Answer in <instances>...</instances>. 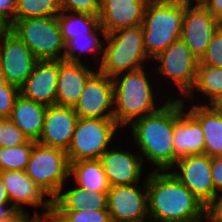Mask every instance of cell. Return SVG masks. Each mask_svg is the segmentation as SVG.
Returning a JSON list of instances; mask_svg holds the SVG:
<instances>
[{
    "label": "cell",
    "mask_w": 222,
    "mask_h": 222,
    "mask_svg": "<svg viewBox=\"0 0 222 222\" xmlns=\"http://www.w3.org/2000/svg\"><path fill=\"white\" fill-rule=\"evenodd\" d=\"M154 74L151 64L112 78L114 120L122 129H126L135 120L158 111L170 99L167 96L169 92L164 91L167 88L159 89V83ZM161 91L162 94H168L164 96L160 94Z\"/></svg>",
    "instance_id": "obj_1"
},
{
    "label": "cell",
    "mask_w": 222,
    "mask_h": 222,
    "mask_svg": "<svg viewBox=\"0 0 222 222\" xmlns=\"http://www.w3.org/2000/svg\"><path fill=\"white\" fill-rule=\"evenodd\" d=\"M148 213L154 222H202L205 205L169 170L146 175Z\"/></svg>",
    "instance_id": "obj_2"
},
{
    "label": "cell",
    "mask_w": 222,
    "mask_h": 222,
    "mask_svg": "<svg viewBox=\"0 0 222 222\" xmlns=\"http://www.w3.org/2000/svg\"><path fill=\"white\" fill-rule=\"evenodd\" d=\"M175 99H169L158 111L132 122L124 133L151 171L169 170L174 165L173 131ZM129 129V130H127ZM148 163V164H147Z\"/></svg>",
    "instance_id": "obj_3"
},
{
    "label": "cell",
    "mask_w": 222,
    "mask_h": 222,
    "mask_svg": "<svg viewBox=\"0 0 222 222\" xmlns=\"http://www.w3.org/2000/svg\"><path fill=\"white\" fill-rule=\"evenodd\" d=\"M185 1L149 0L142 20L143 46L152 60L181 39Z\"/></svg>",
    "instance_id": "obj_4"
},
{
    "label": "cell",
    "mask_w": 222,
    "mask_h": 222,
    "mask_svg": "<svg viewBox=\"0 0 222 222\" xmlns=\"http://www.w3.org/2000/svg\"><path fill=\"white\" fill-rule=\"evenodd\" d=\"M152 64L143 46L142 26L121 28L106 34L97 70L113 78Z\"/></svg>",
    "instance_id": "obj_5"
},
{
    "label": "cell",
    "mask_w": 222,
    "mask_h": 222,
    "mask_svg": "<svg viewBox=\"0 0 222 222\" xmlns=\"http://www.w3.org/2000/svg\"><path fill=\"white\" fill-rule=\"evenodd\" d=\"M198 65L199 60L182 39L174 41L152 59V67L157 81L163 82L159 84L160 89L162 84L170 86L168 88L171 89L169 91L170 99H184L194 88Z\"/></svg>",
    "instance_id": "obj_6"
},
{
    "label": "cell",
    "mask_w": 222,
    "mask_h": 222,
    "mask_svg": "<svg viewBox=\"0 0 222 222\" xmlns=\"http://www.w3.org/2000/svg\"><path fill=\"white\" fill-rule=\"evenodd\" d=\"M122 129L114 118H78L66 151L69 164L99 159L118 140ZM119 135H118V134ZM118 135V136H117Z\"/></svg>",
    "instance_id": "obj_7"
},
{
    "label": "cell",
    "mask_w": 222,
    "mask_h": 222,
    "mask_svg": "<svg viewBox=\"0 0 222 222\" xmlns=\"http://www.w3.org/2000/svg\"><path fill=\"white\" fill-rule=\"evenodd\" d=\"M11 31L24 42L38 60H63L65 43L57 17L14 20Z\"/></svg>",
    "instance_id": "obj_8"
},
{
    "label": "cell",
    "mask_w": 222,
    "mask_h": 222,
    "mask_svg": "<svg viewBox=\"0 0 222 222\" xmlns=\"http://www.w3.org/2000/svg\"><path fill=\"white\" fill-rule=\"evenodd\" d=\"M69 172L70 164L66 151L37 142L33 145L25 173L52 199L69 180Z\"/></svg>",
    "instance_id": "obj_9"
},
{
    "label": "cell",
    "mask_w": 222,
    "mask_h": 222,
    "mask_svg": "<svg viewBox=\"0 0 222 222\" xmlns=\"http://www.w3.org/2000/svg\"><path fill=\"white\" fill-rule=\"evenodd\" d=\"M120 139L119 144L116 141V145L113 144L99 158L110 187L141 183L145 179L143 173L147 175L145 169L148 167L144 165L141 155L135 151V147L129 149L130 141H127L129 145L126 143V149L121 148L123 141L120 143Z\"/></svg>",
    "instance_id": "obj_10"
},
{
    "label": "cell",
    "mask_w": 222,
    "mask_h": 222,
    "mask_svg": "<svg viewBox=\"0 0 222 222\" xmlns=\"http://www.w3.org/2000/svg\"><path fill=\"white\" fill-rule=\"evenodd\" d=\"M4 187L6 188L10 203H12L23 214L29 206L32 213H45L52 211L53 199L39 187L25 171L10 170L0 172ZM25 206V207H24ZM26 207H28L26 209Z\"/></svg>",
    "instance_id": "obj_11"
},
{
    "label": "cell",
    "mask_w": 222,
    "mask_h": 222,
    "mask_svg": "<svg viewBox=\"0 0 222 222\" xmlns=\"http://www.w3.org/2000/svg\"><path fill=\"white\" fill-rule=\"evenodd\" d=\"M222 22L201 3L185 2L181 39L198 60L205 54L213 34Z\"/></svg>",
    "instance_id": "obj_12"
},
{
    "label": "cell",
    "mask_w": 222,
    "mask_h": 222,
    "mask_svg": "<svg viewBox=\"0 0 222 222\" xmlns=\"http://www.w3.org/2000/svg\"><path fill=\"white\" fill-rule=\"evenodd\" d=\"M144 177L142 183L110 187L107 192V210L111 222L136 221L149 217L146 175Z\"/></svg>",
    "instance_id": "obj_13"
},
{
    "label": "cell",
    "mask_w": 222,
    "mask_h": 222,
    "mask_svg": "<svg viewBox=\"0 0 222 222\" xmlns=\"http://www.w3.org/2000/svg\"><path fill=\"white\" fill-rule=\"evenodd\" d=\"M169 171L205 206L216 195L211 174V157L208 155L179 158Z\"/></svg>",
    "instance_id": "obj_14"
},
{
    "label": "cell",
    "mask_w": 222,
    "mask_h": 222,
    "mask_svg": "<svg viewBox=\"0 0 222 222\" xmlns=\"http://www.w3.org/2000/svg\"><path fill=\"white\" fill-rule=\"evenodd\" d=\"M39 60L12 31L0 38V69L7 83L21 87Z\"/></svg>",
    "instance_id": "obj_15"
},
{
    "label": "cell",
    "mask_w": 222,
    "mask_h": 222,
    "mask_svg": "<svg viewBox=\"0 0 222 222\" xmlns=\"http://www.w3.org/2000/svg\"><path fill=\"white\" fill-rule=\"evenodd\" d=\"M74 110L79 118H114L112 78L97 70L87 80Z\"/></svg>",
    "instance_id": "obj_16"
},
{
    "label": "cell",
    "mask_w": 222,
    "mask_h": 222,
    "mask_svg": "<svg viewBox=\"0 0 222 222\" xmlns=\"http://www.w3.org/2000/svg\"><path fill=\"white\" fill-rule=\"evenodd\" d=\"M204 145L200 121L184 106L183 99H175L174 164L179 158L204 154Z\"/></svg>",
    "instance_id": "obj_17"
},
{
    "label": "cell",
    "mask_w": 222,
    "mask_h": 222,
    "mask_svg": "<svg viewBox=\"0 0 222 222\" xmlns=\"http://www.w3.org/2000/svg\"><path fill=\"white\" fill-rule=\"evenodd\" d=\"M78 118L73 107L59 105L47 107L43 131L37 143L67 151Z\"/></svg>",
    "instance_id": "obj_18"
},
{
    "label": "cell",
    "mask_w": 222,
    "mask_h": 222,
    "mask_svg": "<svg viewBox=\"0 0 222 222\" xmlns=\"http://www.w3.org/2000/svg\"><path fill=\"white\" fill-rule=\"evenodd\" d=\"M58 72L59 60H39L20 87V94L46 107L56 105Z\"/></svg>",
    "instance_id": "obj_19"
},
{
    "label": "cell",
    "mask_w": 222,
    "mask_h": 222,
    "mask_svg": "<svg viewBox=\"0 0 222 222\" xmlns=\"http://www.w3.org/2000/svg\"><path fill=\"white\" fill-rule=\"evenodd\" d=\"M149 0H100L99 25L105 33L141 26Z\"/></svg>",
    "instance_id": "obj_20"
},
{
    "label": "cell",
    "mask_w": 222,
    "mask_h": 222,
    "mask_svg": "<svg viewBox=\"0 0 222 222\" xmlns=\"http://www.w3.org/2000/svg\"><path fill=\"white\" fill-rule=\"evenodd\" d=\"M96 71L97 68L88 63L59 60L56 105L74 108L87 80Z\"/></svg>",
    "instance_id": "obj_21"
},
{
    "label": "cell",
    "mask_w": 222,
    "mask_h": 222,
    "mask_svg": "<svg viewBox=\"0 0 222 222\" xmlns=\"http://www.w3.org/2000/svg\"><path fill=\"white\" fill-rule=\"evenodd\" d=\"M105 36L106 33L100 25L85 36H75L65 43L63 60L85 64L88 62L89 65L98 68L102 60Z\"/></svg>",
    "instance_id": "obj_22"
},
{
    "label": "cell",
    "mask_w": 222,
    "mask_h": 222,
    "mask_svg": "<svg viewBox=\"0 0 222 222\" xmlns=\"http://www.w3.org/2000/svg\"><path fill=\"white\" fill-rule=\"evenodd\" d=\"M69 182H71L70 179L53 199L55 211L107 210V192L82 189L76 185L70 186Z\"/></svg>",
    "instance_id": "obj_23"
},
{
    "label": "cell",
    "mask_w": 222,
    "mask_h": 222,
    "mask_svg": "<svg viewBox=\"0 0 222 222\" xmlns=\"http://www.w3.org/2000/svg\"><path fill=\"white\" fill-rule=\"evenodd\" d=\"M47 107L23 97L21 94L16 98L9 119L33 141H38L44 125Z\"/></svg>",
    "instance_id": "obj_24"
},
{
    "label": "cell",
    "mask_w": 222,
    "mask_h": 222,
    "mask_svg": "<svg viewBox=\"0 0 222 222\" xmlns=\"http://www.w3.org/2000/svg\"><path fill=\"white\" fill-rule=\"evenodd\" d=\"M184 106L200 121L204 133V154L222 156V115L203 104L184 103Z\"/></svg>",
    "instance_id": "obj_25"
},
{
    "label": "cell",
    "mask_w": 222,
    "mask_h": 222,
    "mask_svg": "<svg viewBox=\"0 0 222 222\" xmlns=\"http://www.w3.org/2000/svg\"><path fill=\"white\" fill-rule=\"evenodd\" d=\"M69 179L72 181L71 185L74 184L82 189L98 192H108L110 189L108 179L99 159L71 162Z\"/></svg>",
    "instance_id": "obj_26"
},
{
    "label": "cell",
    "mask_w": 222,
    "mask_h": 222,
    "mask_svg": "<svg viewBox=\"0 0 222 222\" xmlns=\"http://www.w3.org/2000/svg\"><path fill=\"white\" fill-rule=\"evenodd\" d=\"M219 94H222V68L198 65L194 88L183 101L184 103L207 105Z\"/></svg>",
    "instance_id": "obj_27"
},
{
    "label": "cell",
    "mask_w": 222,
    "mask_h": 222,
    "mask_svg": "<svg viewBox=\"0 0 222 222\" xmlns=\"http://www.w3.org/2000/svg\"><path fill=\"white\" fill-rule=\"evenodd\" d=\"M64 43L91 33L99 25L98 15L61 11L57 16Z\"/></svg>",
    "instance_id": "obj_28"
},
{
    "label": "cell",
    "mask_w": 222,
    "mask_h": 222,
    "mask_svg": "<svg viewBox=\"0 0 222 222\" xmlns=\"http://www.w3.org/2000/svg\"><path fill=\"white\" fill-rule=\"evenodd\" d=\"M60 12V0H16L15 20L57 17Z\"/></svg>",
    "instance_id": "obj_29"
},
{
    "label": "cell",
    "mask_w": 222,
    "mask_h": 222,
    "mask_svg": "<svg viewBox=\"0 0 222 222\" xmlns=\"http://www.w3.org/2000/svg\"><path fill=\"white\" fill-rule=\"evenodd\" d=\"M36 141L27 140L13 147H0V172L10 170L25 171Z\"/></svg>",
    "instance_id": "obj_30"
},
{
    "label": "cell",
    "mask_w": 222,
    "mask_h": 222,
    "mask_svg": "<svg viewBox=\"0 0 222 222\" xmlns=\"http://www.w3.org/2000/svg\"><path fill=\"white\" fill-rule=\"evenodd\" d=\"M27 140L28 138L9 118H0V147L17 146Z\"/></svg>",
    "instance_id": "obj_31"
},
{
    "label": "cell",
    "mask_w": 222,
    "mask_h": 222,
    "mask_svg": "<svg viewBox=\"0 0 222 222\" xmlns=\"http://www.w3.org/2000/svg\"><path fill=\"white\" fill-rule=\"evenodd\" d=\"M66 222H111L108 210L56 211Z\"/></svg>",
    "instance_id": "obj_32"
},
{
    "label": "cell",
    "mask_w": 222,
    "mask_h": 222,
    "mask_svg": "<svg viewBox=\"0 0 222 222\" xmlns=\"http://www.w3.org/2000/svg\"><path fill=\"white\" fill-rule=\"evenodd\" d=\"M199 65L222 68V26L213 34Z\"/></svg>",
    "instance_id": "obj_33"
},
{
    "label": "cell",
    "mask_w": 222,
    "mask_h": 222,
    "mask_svg": "<svg viewBox=\"0 0 222 222\" xmlns=\"http://www.w3.org/2000/svg\"><path fill=\"white\" fill-rule=\"evenodd\" d=\"M61 11L99 15L100 0H60Z\"/></svg>",
    "instance_id": "obj_34"
},
{
    "label": "cell",
    "mask_w": 222,
    "mask_h": 222,
    "mask_svg": "<svg viewBox=\"0 0 222 222\" xmlns=\"http://www.w3.org/2000/svg\"><path fill=\"white\" fill-rule=\"evenodd\" d=\"M20 95V88L6 83L0 91V118H9L16 98Z\"/></svg>",
    "instance_id": "obj_35"
},
{
    "label": "cell",
    "mask_w": 222,
    "mask_h": 222,
    "mask_svg": "<svg viewBox=\"0 0 222 222\" xmlns=\"http://www.w3.org/2000/svg\"><path fill=\"white\" fill-rule=\"evenodd\" d=\"M205 220L222 222V193L216 194L205 206Z\"/></svg>",
    "instance_id": "obj_36"
},
{
    "label": "cell",
    "mask_w": 222,
    "mask_h": 222,
    "mask_svg": "<svg viewBox=\"0 0 222 222\" xmlns=\"http://www.w3.org/2000/svg\"><path fill=\"white\" fill-rule=\"evenodd\" d=\"M211 174L215 193H222V156L211 157Z\"/></svg>",
    "instance_id": "obj_37"
},
{
    "label": "cell",
    "mask_w": 222,
    "mask_h": 222,
    "mask_svg": "<svg viewBox=\"0 0 222 222\" xmlns=\"http://www.w3.org/2000/svg\"><path fill=\"white\" fill-rule=\"evenodd\" d=\"M22 214L12 203H0V222H17Z\"/></svg>",
    "instance_id": "obj_38"
},
{
    "label": "cell",
    "mask_w": 222,
    "mask_h": 222,
    "mask_svg": "<svg viewBox=\"0 0 222 222\" xmlns=\"http://www.w3.org/2000/svg\"><path fill=\"white\" fill-rule=\"evenodd\" d=\"M17 222H53V209L52 211L45 213H24L22 214Z\"/></svg>",
    "instance_id": "obj_39"
},
{
    "label": "cell",
    "mask_w": 222,
    "mask_h": 222,
    "mask_svg": "<svg viewBox=\"0 0 222 222\" xmlns=\"http://www.w3.org/2000/svg\"><path fill=\"white\" fill-rule=\"evenodd\" d=\"M16 0H0V13L12 24L15 20Z\"/></svg>",
    "instance_id": "obj_40"
},
{
    "label": "cell",
    "mask_w": 222,
    "mask_h": 222,
    "mask_svg": "<svg viewBox=\"0 0 222 222\" xmlns=\"http://www.w3.org/2000/svg\"><path fill=\"white\" fill-rule=\"evenodd\" d=\"M201 4L222 22V0H203Z\"/></svg>",
    "instance_id": "obj_41"
},
{
    "label": "cell",
    "mask_w": 222,
    "mask_h": 222,
    "mask_svg": "<svg viewBox=\"0 0 222 222\" xmlns=\"http://www.w3.org/2000/svg\"><path fill=\"white\" fill-rule=\"evenodd\" d=\"M214 112L218 113L219 115H222V94H219L215 98H213L208 104Z\"/></svg>",
    "instance_id": "obj_42"
},
{
    "label": "cell",
    "mask_w": 222,
    "mask_h": 222,
    "mask_svg": "<svg viewBox=\"0 0 222 222\" xmlns=\"http://www.w3.org/2000/svg\"><path fill=\"white\" fill-rule=\"evenodd\" d=\"M11 31V23L0 13V38Z\"/></svg>",
    "instance_id": "obj_43"
},
{
    "label": "cell",
    "mask_w": 222,
    "mask_h": 222,
    "mask_svg": "<svg viewBox=\"0 0 222 222\" xmlns=\"http://www.w3.org/2000/svg\"><path fill=\"white\" fill-rule=\"evenodd\" d=\"M0 203H10L6 188L4 187L3 181L0 176Z\"/></svg>",
    "instance_id": "obj_44"
},
{
    "label": "cell",
    "mask_w": 222,
    "mask_h": 222,
    "mask_svg": "<svg viewBox=\"0 0 222 222\" xmlns=\"http://www.w3.org/2000/svg\"><path fill=\"white\" fill-rule=\"evenodd\" d=\"M53 222H66V221L53 209Z\"/></svg>",
    "instance_id": "obj_45"
},
{
    "label": "cell",
    "mask_w": 222,
    "mask_h": 222,
    "mask_svg": "<svg viewBox=\"0 0 222 222\" xmlns=\"http://www.w3.org/2000/svg\"><path fill=\"white\" fill-rule=\"evenodd\" d=\"M7 83L5 76L3 75V73L1 72L0 69V91H3V86Z\"/></svg>",
    "instance_id": "obj_46"
},
{
    "label": "cell",
    "mask_w": 222,
    "mask_h": 222,
    "mask_svg": "<svg viewBox=\"0 0 222 222\" xmlns=\"http://www.w3.org/2000/svg\"><path fill=\"white\" fill-rule=\"evenodd\" d=\"M125 222H154L150 217L141 219V220H136V221H125Z\"/></svg>",
    "instance_id": "obj_47"
},
{
    "label": "cell",
    "mask_w": 222,
    "mask_h": 222,
    "mask_svg": "<svg viewBox=\"0 0 222 222\" xmlns=\"http://www.w3.org/2000/svg\"><path fill=\"white\" fill-rule=\"evenodd\" d=\"M185 1L187 3H202L203 0H182Z\"/></svg>",
    "instance_id": "obj_48"
}]
</instances>
